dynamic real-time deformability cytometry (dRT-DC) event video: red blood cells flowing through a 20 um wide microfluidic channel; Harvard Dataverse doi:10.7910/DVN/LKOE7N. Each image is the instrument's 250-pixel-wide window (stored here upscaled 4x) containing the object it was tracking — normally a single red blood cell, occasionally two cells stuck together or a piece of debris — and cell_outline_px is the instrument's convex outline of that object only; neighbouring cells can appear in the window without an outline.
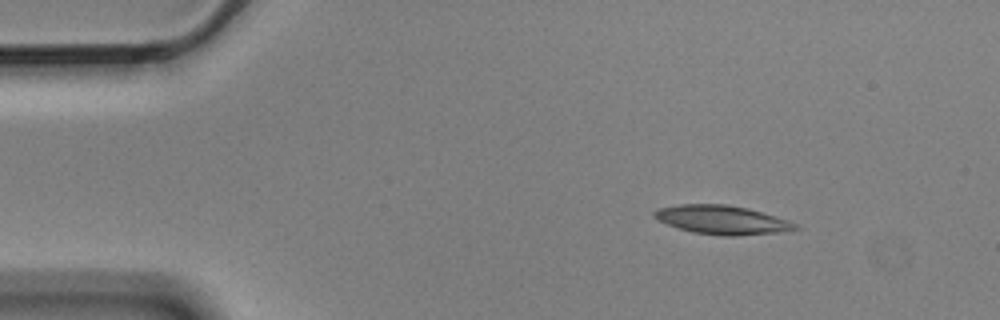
{"species": "Egyptian fruit bat (a non-hibernating species)", "species_latin": "Rousettus aegyptiacus", "temperature_condition": "cold", "stored_images_in_passage": 12, "camera_frame_rate_fps": 3000, "um_per_image_px": 0.085, "animal": {"sex": "male"}, "frame": {"image": 1, "passage_image": 1, "time_ms": 0.0, "image_size_px": [1000, 320], "cell_outline_px": [[800, 228], [776, 232], [736, 236], [720, 236], [692, 232], [668, 224], [652, 216], [652, 212], [660, 208], [680, 204], [728, 204], [748, 208], [788, 220], [796, 224]], "centroid_in_image_um": [61.36, 18.68], "position_along_channel_um": 23.6, "area_um2": 23.47}}
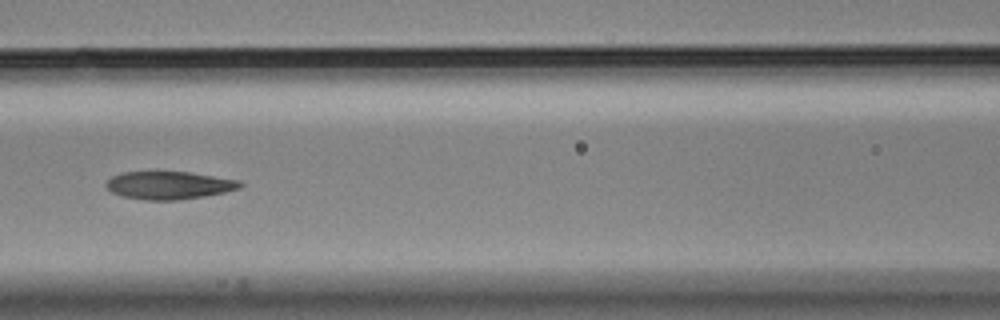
{"frame": {"image": 2, "passage_image": 5, "time_ms": 1.333, "image_size_px": [1000, 320], "cell_outline_px": [[244, 184], [240, 188], [224, 192], [204, 196], [176, 200], [144, 200], [120, 196], [112, 192], [104, 184], [112, 176], [124, 172], [156, 168], [188, 172], [240, 180]], "centroid_in_image_um": [14.32, 15.7], "position_along_channel_um": 152.3, "area_um2": 22.6}}
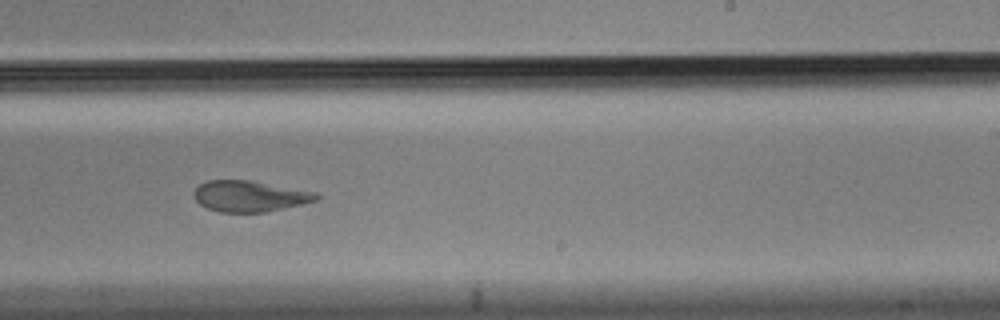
{"frame": {"image": 3, "passage_image": 8, "time_ms": 2.333, "image_size_px": [1000, 320], "cell_outline_px": [[320, 200], [268, 212], [220, 212], [208, 208], [200, 204], [196, 200], [196, 188], [200, 184], [208, 180], [248, 180], [316, 192], [320, 196]], "centroid_in_image_um": [21.28, 16.68], "position_along_channel_um": 267.7, "area_um2": 21.96}}